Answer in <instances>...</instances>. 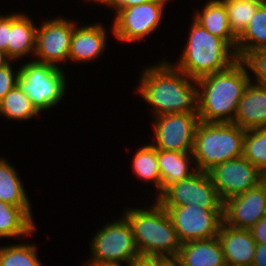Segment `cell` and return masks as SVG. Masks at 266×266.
I'll list each match as a JSON object with an SVG mask.
<instances>
[{"mask_svg":"<svg viewBox=\"0 0 266 266\" xmlns=\"http://www.w3.org/2000/svg\"><path fill=\"white\" fill-rule=\"evenodd\" d=\"M161 59L141 71L137 96L151 106L153 117L172 113H197V84L172 65Z\"/></svg>","mask_w":266,"mask_h":266,"instance_id":"cell-1","label":"cell"},{"mask_svg":"<svg viewBox=\"0 0 266 266\" xmlns=\"http://www.w3.org/2000/svg\"><path fill=\"white\" fill-rule=\"evenodd\" d=\"M249 71L238 59L226 70L196 80L197 114L201 122H233Z\"/></svg>","mask_w":266,"mask_h":266,"instance_id":"cell-2","label":"cell"},{"mask_svg":"<svg viewBox=\"0 0 266 266\" xmlns=\"http://www.w3.org/2000/svg\"><path fill=\"white\" fill-rule=\"evenodd\" d=\"M123 211L131 225L139 255L177 257L182 244L166 210L156 200L151 206L124 207Z\"/></svg>","mask_w":266,"mask_h":266,"instance_id":"cell-3","label":"cell"},{"mask_svg":"<svg viewBox=\"0 0 266 266\" xmlns=\"http://www.w3.org/2000/svg\"><path fill=\"white\" fill-rule=\"evenodd\" d=\"M180 58L172 64L192 79L220 72L238 60L235 51L221 38L212 35L194 19Z\"/></svg>","mask_w":266,"mask_h":266,"instance_id":"cell-4","label":"cell"},{"mask_svg":"<svg viewBox=\"0 0 266 266\" xmlns=\"http://www.w3.org/2000/svg\"><path fill=\"white\" fill-rule=\"evenodd\" d=\"M246 130L232 122H199L192 155L197 170L208 172L214 166L243 156Z\"/></svg>","mask_w":266,"mask_h":266,"instance_id":"cell-5","label":"cell"},{"mask_svg":"<svg viewBox=\"0 0 266 266\" xmlns=\"http://www.w3.org/2000/svg\"><path fill=\"white\" fill-rule=\"evenodd\" d=\"M32 59L19 65L17 85L41 115L62 102L69 83L62 67Z\"/></svg>","mask_w":266,"mask_h":266,"instance_id":"cell-6","label":"cell"},{"mask_svg":"<svg viewBox=\"0 0 266 266\" xmlns=\"http://www.w3.org/2000/svg\"><path fill=\"white\" fill-rule=\"evenodd\" d=\"M89 245L91 256L85 261L97 264L129 265L139 255L131 225L123 214L97 229Z\"/></svg>","mask_w":266,"mask_h":266,"instance_id":"cell-7","label":"cell"},{"mask_svg":"<svg viewBox=\"0 0 266 266\" xmlns=\"http://www.w3.org/2000/svg\"><path fill=\"white\" fill-rule=\"evenodd\" d=\"M169 1L151 0L120 9L113 18L110 30L114 39L121 43L136 44L151 37L162 24L165 6Z\"/></svg>","mask_w":266,"mask_h":266,"instance_id":"cell-8","label":"cell"},{"mask_svg":"<svg viewBox=\"0 0 266 266\" xmlns=\"http://www.w3.org/2000/svg\"><path fill=\"white\" fill-rule=\"evenodd\" d=\"M162 207L166 210L181 244L217 237L223 223V209H205L193 203Z\"/></svg>","mask_w":266,"mask_h":266,"instance_id":"cell-9","label":"cell"},{"mask_svg":"<svg viewBox=\"0 0 266 266\" xmlns=\"http://www.w3.org/2000/svg\"><path fill=\"white\" fill-rule=\"evenodd\" d=\"M161 206L200 205L205 209H223L208 172L198 170L192 176L169 185L157 198Z\"/></svg>","mask_w":266,"mask_h":266,"instance_id":"cell-10","label":"cell"},{"mask_svg":"<svg viewBox=\"0 0 266 266\" xmlns=\"http://www.w3.org/2000/svg\"><path fill=\"white\" fill-rule=\"evenodd\" d=\"M40 24L36 30L33 60L57 67H61L60 64L65 65L69 58L74 27L80 23L58 16L49 20L45 19Z\"/></svg>","mask_w":266,"mask_h":266,"instance_id":"cell-11","label":"cell"},{"mask_svg":"<svg viewBox=\"0 0 266 266\" xmlns=\"http://www.w3.org/2000/svg\"><path fill=\"white\" fill-rule=\"evenodd\" d=\"M153 118L151 144L156 149L192 152L195 131L200 122L197 113H172Z\"/></svg>","mask_w":266,"mask_h":266,"instance_id":"cell-12","label":"cell"},{"mask_svg":"<svg viewBox=\"0 0 266 266\" xmlns=\"http://www.w3.org/2000/svg\"><path fill=\"white\" fill-rule=\"evenodd\" d=\"M208 174L223 202L263 182V173L244 156L218 164Z\"/></svg>","mask_w":266,"mask_h":266,"instance_id":"cell-13","label":"cell"},{"mask_svg":"<svg viewBox=\"0 0 266 266\" xmlns=\"http://www.w3.org/2000/svg\"><path fill=\"white\" fill-rule=\"evenodd\" d=\"M266 216V184L243 192L224 201L223 223L236 228L250 230Z\"/></svg>","mask_w":266,"mask_h":266,"instance_id":"cell-14","label":"cell"},{"mask_svg":"<svg viewBox=\"0 0 266 266\" xmlns=\"http://www.w3.org/2000/svg\"><path fill=\"white\" fill-rule=\"evenodd\" d=\"M102 23L78 24L71 37L68 63H87L96 61L106 51L108 33Z\"/></svg>","mask_w":266,"mask_h":266,"instance_id":"cell-15","label":"cell"},{"mask_svg":"<svg viewBox=\"0 0 266 266\" xmlns=\"http://www.w3.org/2000/svg\"><path fill=\"white\" fill-rule=\"evenodd\" d=\"M217 238L227 266H252L257 243L250 230L236 229L222 223Z\"/></svg>","mask_w":266,"mask_h":266,"instance_id":"cell-16","label":"cell"},{"mask_svg":"<svg viewBox=\"0 0 266 266\" xmlns=\"http://www.w3.org/2000/svg\"><path fill=\"white\" fill-rule=\"evenodd\" d=\"M232 123L244 130L266 128V88L248 83Z\"/></svg>","mask_w":266,"mask_h":266,"instance_id":"cell-17","label":"cell"},{"mask_svg":"<svg viewBox=\"0 0 266 266\" xmlns=\"http://www.w3.org/2000/svg\"><path fill=\"white\" fill-rule=\"evenodd\" d=\"M37 26L27 13L11 12V31L7 56L17 63L25 57L34 58ZM21 59V60H20Z\"/></svg>","mask_w":266,"mask_h":266,"instance_id":"cell-18","label":"cell"},{"mask_svg":"<svg viewBox=\"0 0 266 266\" xmlns=\"http://www.w3.org/2000/svg\"><path fill=\"white\" fill-rule=\"evenodd\" d=\"M174 260L180 266H227L217 237L182 244Z\"/></svg>","mask_w":266,"mask_h":266,"instance_id":"cell-19","label":"cell"},{"mask_svg":"<svg viewBox=\"0 0 266 266\" xmlns=\"http://www.w3.org/2000/svg\"><path fill=\"white\" fill-rule=\"evenodd\" d=\"M203 8L195 10L193 19L212 35L223 39L236 53L237 37L228 20L226 5L222 0L205 1Z\"/></svg>","mask_w":266,"mask_h":266,"instance_id":"cell-20","label":"cell"},{"mask_svg":"<svg viewBox=\"0 0 266 266\" xmlns=\"http://www.w3.org/2000/svg\"><path fill=\"white\" fill-rule=\"evenodd\" d=\"M157 160L161 175V193L169 185L186 179L198 171L192 152L157 149Z\"/></svg>","mask_w":266,"mask_h":266,"instance_id":"cell-21","label":"cell"},{"mask_svg":"<svg viewBox=\"0 0 266 266\" xmlns=\"http://www.w3.org/2000/svg\"><path fill=\"white\" fill-rule=\"evenodd\" d=\"M13 166L4 157L0 158V201L21 207L34 220L28 193L20 179V173Z\"/></svg>","mask_w":266,"mask_h":266,"instance_id":"cell-22","label":"cell"},{"mask_svg":"<svg viewBox=\"0 0 266 266\" xmlns=\"http://www.w3.org/2000/svg\"><path fill=\"white\" fill-rule=\"evenodd\" d=\"M35 221L21 208L0 201V239L33 236L37 231Z\"/></svg>","mask_w":266,"mask_h":266,"instance_id":"cell-23","label":"cell"},{"mask_svg":"<svg viewBox=\"0 0 266 266\" xmlns=\"http://www.w3.org/2000/svg\"><path fill=\"white\" fill-rule=\"evenodd\" d=\"M266 48V0L258 7L246 29L237 38L236 56L242 59L249 51Z\"/></svg>","mask_w":266,"mask_h":266,"instance_id":"cell-24","label":"cell"},{"mask_svg":"<svg viewBox=\"0 0 266 266\" xmlns=\"http://www.w3.org/2000/svg\"><path fill=\"white\" fill-rule=\"evenodd\" d=\"M131 169L138 180L152 183L151 185L156 188V198L161 194V175L157 160V149L151 143L145 144L136 150Z\"/></svg>","mask_w":266,"mask_h":266,"instance_id":"cell-25","label":"cell"},{"mask_svg":"<svg viewBox=\"0 0 266 266\" xmlns=\"http://www.w3.org/2000/svg\"><path fill=\"white\" fill-rule=\"evenodd\" d=\"M40 113L32 105L29 97L16 85L0 101V116L7 120L29 121Z\"/></svg>","mask_w":266,"mask_h":266,"instance_id":"cell-26","label":"cell"},{"mask_svg":"<svg viewBox=\"0 0 266 266\" xmlns=\"http://www.w3.org/2000/svg\"><path fill=\"white\" fill-rule=\"evenodd\" d=\"M227 9L230 28L238 38L246 29L258 7L265 0H222Z\"/></svg>","mask_w":266,"mask_h":266,"instance_id":"cell-27","label":"cell"},{"mask_svg":"<svg viewBox=\"0 0 266 266\" xmlns=\"http://www.w3.org/2000/svg\"><path fill=\"white\" fill-rule=\"evenodd\" d=\"M0 245V266H44L33 243Z\"/></svg>","mask_w":266,"mask_h":266,"instance_id":"cell-28","label":"cell"},{"mask_svg":"<svg viewBox=\"0 0 266 266\" xmlns=\"http://www.w3.org/2000/svg\"><path fill=\"white\" fill-rule=\"evenodd\" d=\"M243 156L262 173L266 171V128L246 130Z\"/></svg>","mask_w":266,"mask_h":266,"instance_id":"cell-29","label":"cell"},{"mask_svg":"<svg viewBox=\"0 0 266 266\" xmlns=\"http://www.w3.org/2000/svg\"><path fill=\"white\" fill-rule=\"evenodd\" d=\"M241 61L253 74L249 73L250 82L266 88V48L249 51Z\"/></svg>","mask_w":266,"mask_h":266,"instance_id":"cell-30","label":"cell"},{"mask_svg":"<svg viewBox=\"0 0 266 266\" xmlns=\"http://www.w3.org/2000/svg\"><path fill=\"white\" fill-rule=\"evenodd\" d=\"M13 64H16L15 61H11L7 66L0 68V101L17 85L19 68L15 71Z\"/></svg>","mask_w":266,"mask_h":266,"instance_id":"cell-31","label":"cell"},{"mask_svg":"<svg viewBox=\"0 0 266 266\" xmlns=\"http://www.w3.org/2000/svg\"><path fill=\"white\" fill-rule=\"evenodd\" d=\"M149 1L151 0H87L86 2H94L95 4L104 5L105 7L107 6V8L109 7V9H113L112 11L116 14L120 9L140 5Z\"/></svg>","mask_w":266,"mask_h":266,"instance_id":"cell-32","label":"cell"},{"mask_svg":"<svg viewBox=\"0 0 266 266\" xmlns=\"http://www.w3.org/2000/svg\"><path fill=\"white\" fill-rule=\"evenodd\" d=\"M172 259L163 256L138 255L130 266H166Z\"/></svg>","mask_w":266,"mask_h":266,"instance_id":"cell-33","label":"cell"},{"mask_svg":"<svg viewBox=\"0 0 266 266\" xmlns=\"http://www.w3.org/2000/svg\"><path fill=\"white\" fill-rule=\"evenodd\" d=\"M11 31V13L0 15V49L7 53Z\"/></svg>","mask_w":266,"mask_h":266,"instance_id":"cell-34","label":"cell"},{"mask_svg":"<svg viewBox=\"0 0 266 266\" xmlns=\"http://www.w3.org/2000/svg\"><path fill=\"white\" fill-rule=\"evenodd\" d=\"M250 232L256 243L266 244V216L258 221Z\"/></svg>","mask_w":266,"mask_h":266,"instance_id":"cell-35","label":"cell"},{"mask_svg":"<svg viewBox=\"0 0 266 266\" xmlns=\"http://www.w3.org/2000/svg\"><path fill=\"white\" fill-rule=\"evenodd\" d=\"M252 266H266V244H256Z\"/></svg>","mask_w":266,"mask_h":266,"instance_id":"cell-36","label":"cell"},{"mask_svg":"<svg viewBox=\"0 0 266 266\" xmlns=\"http://www.w3.org/2000/svg\"><path fill=\"white\" fill-rule=\"evenodd\" d=\"M12 60L7 56V53L0 49V68L7 66Z\"/></svg>","mask_w":266,"mask_h":266,"instance_id":"cell-37","label":"cell"},{"mask_svg":"<svg viewBox=\"0 0 266 266\" xmlns=\"http://www.w3.org/2000/svg\"><path fill=\"white\" fill-rule=\"evenodd\" d=\"M82 266H125L124 264H97L93 262L84 261ZM130 266V265H126Z\"/></svg>","mask_w":266,"mask_h":266,"instance_id":"cell-38","label":"cell"},{"mask_svg":"<svg viewBox=\"0 0 266 266\" xmlns=\"http://www.w3.org/2000/svg\"><path fill=\"white\" fill-rule=\"evenodd\" d=\"M166 266H180L174 259H172Z\"/></svg>","mask_w":266,"mask_h":266,"instance_id":"cell-39","label":"cell"},{"mask_svg":"<svg viewBox=\"0 0 266 266\" xmlns=\"http://www.w3.org/2000/svg\"><path fill=\"white\" fill-rule=\"evenodd\" d=\"M263 182L266 184V171L263 173Z\"/></svg>","mask_w":266,"mask_h":266,"instance_id":"cell-40","label":"cell"}]
</instances>
